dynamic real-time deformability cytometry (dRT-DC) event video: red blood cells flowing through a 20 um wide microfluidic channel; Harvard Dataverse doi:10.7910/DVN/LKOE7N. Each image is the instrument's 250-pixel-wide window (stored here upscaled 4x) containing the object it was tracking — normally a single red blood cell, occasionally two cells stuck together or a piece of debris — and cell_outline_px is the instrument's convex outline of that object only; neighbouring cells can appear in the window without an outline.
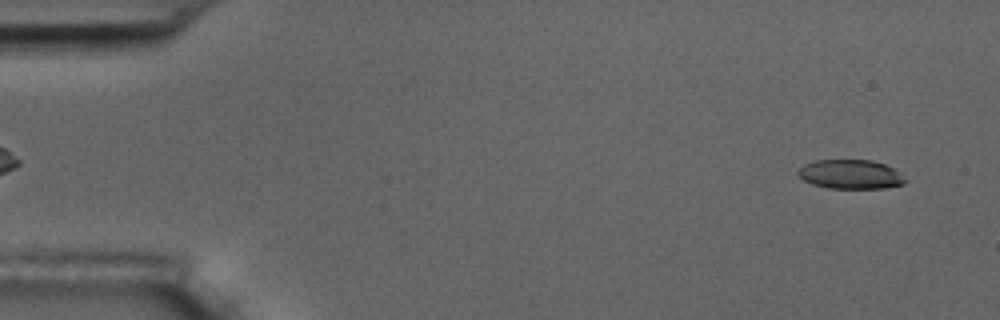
{"species": "common noctule bat (a hibernating species)", "species_latin": "Nyctalus noctula", "temperature_condition": "room temperature", "stored_images_in_passage": 6, "camera_frame_rate_fps": 3000, "um_per_image_px": 0.085, "animal": {"sex": "male", "body_mass_g": 17.5, "forearm_length_mm": 52.3}, "frame": {"image": 1, "passage_image": 6, "time_ms": 5.667, "image_size_px": [1000, 320], "cell_outline_px": [[908, 180], [904, 184], [888, 188], [828, 188], [812, 184], [804, 180], [796, 172], [804, 164], [816, 160], [872, 160], [884, 164], [892, 168]], "centroid_in_image_um": [72.3, 14.82], "position_along_channel_um": 12.7, "area_um2": 18.21}}